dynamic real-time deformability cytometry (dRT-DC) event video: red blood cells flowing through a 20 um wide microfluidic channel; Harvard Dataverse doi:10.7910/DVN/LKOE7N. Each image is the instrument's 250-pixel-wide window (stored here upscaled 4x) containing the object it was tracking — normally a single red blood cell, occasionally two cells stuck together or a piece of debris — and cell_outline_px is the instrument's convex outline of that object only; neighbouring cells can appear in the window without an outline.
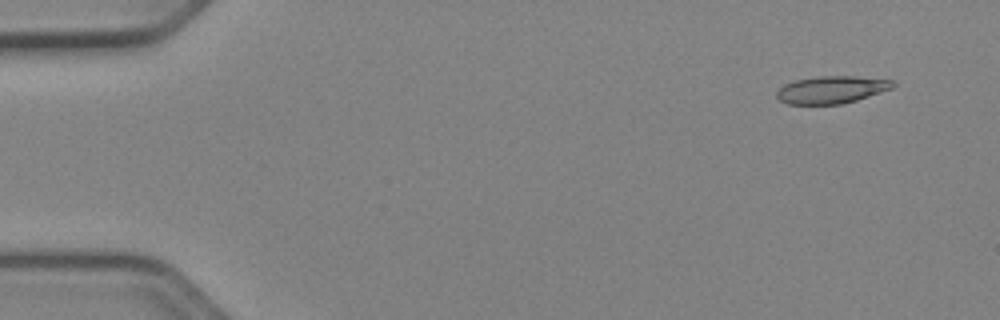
{"species": "Egyptian fruit bat (a non-hibernating species)", "species_latin": "Rousettus aegyptiacus", "temperature_condition": "cold", "stored_images_in_passage": 49, "camera_frame_rate_fps": 3000, "um_per_image_px": 0.085, "animal": {"sex": "female"}, "frame": {"image": 1, "passage_image": 1, "time_ms": 0.0, "image_size_px": [1000, 320], "cell_outline_px": [[896, 84], [892, 88], [856, 100], [840, 104], [788, 104], [780, 100], [776, 96], [776, 92], [784, 84], [796, 80], [816, 76], [852, 76], [892, 80]], "centroid_in_image_um": [70.66, 7.62], "position_along_channel_um": 14.3, "area_um2": 18.38}}
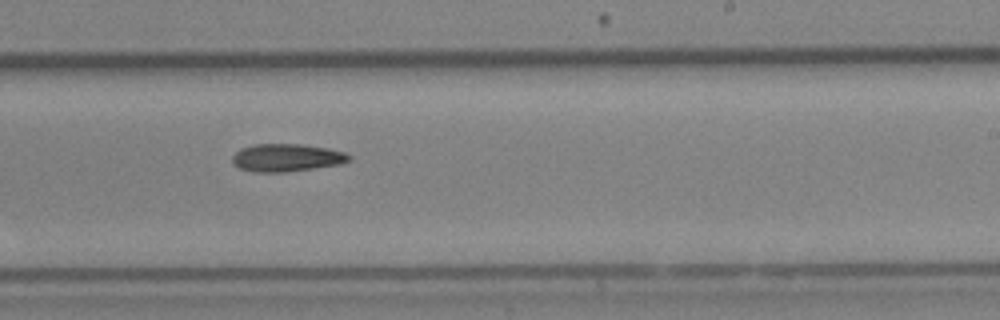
{"frame": {"image": 2, "passage_image": 29, "time_ms": 9.333, "image_size_px": [1000, 320], "cell_outline_px": [[352, 160], [340, 164], [284, 172], [252, 172], [240, 168], [232, 160], [232, 156], [240, 148], [252, 144], [300, 144], [328, 148], [344, 152], [352, 156]], "centroid_in_image_um": [24.37, 13.39], "position_along_channel_um": 264.6, "area_um2": 18.84}}
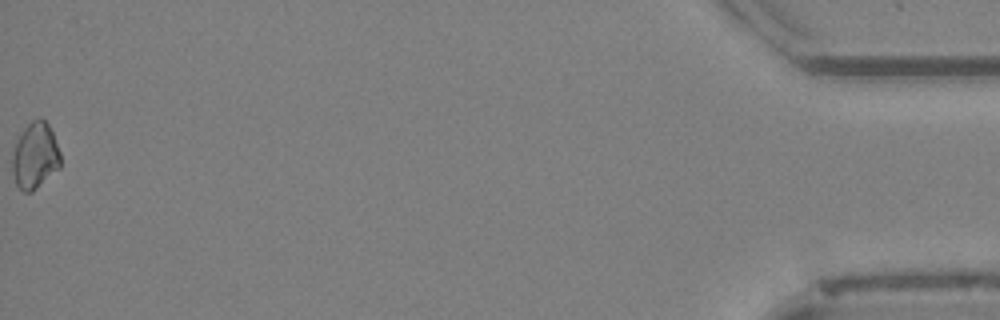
{"frame": {"image": 3, "passage_image": 49, "time_ms": 16.0, "image_size_px": [1000, 320], "cell_outline_px": [[60, 168], [32, 192], [24, 192], [16, 184], [12, 172], [12, 152], [16, 140], [24, 128], [32, 120], [40, 116], [48, 124], [52, 132], [60, 152]], "centroid_in_image_um": [2.97, 13.23], "position_along_channel_um": 432.2, "area_um2": 18.73}}